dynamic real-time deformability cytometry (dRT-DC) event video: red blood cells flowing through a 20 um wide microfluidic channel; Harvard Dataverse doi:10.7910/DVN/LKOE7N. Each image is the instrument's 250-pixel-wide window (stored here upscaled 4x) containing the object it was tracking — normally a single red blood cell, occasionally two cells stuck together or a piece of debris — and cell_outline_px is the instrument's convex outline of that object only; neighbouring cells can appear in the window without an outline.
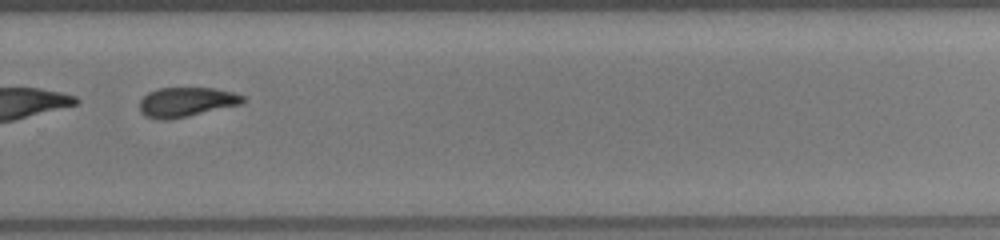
{"species": "common noctule bat (a hibernating species)", "species_latin": "Nyctalus noctula", "temperature_condition": "room temperature", "stored_images_in_passage": 36, "segment_of_instrument_passage": [2, 2], "camera_frame_rate_fps": 3000, "um_per_image_px": 0.085, "animal": {"sex": "female", "body_mass_g": 19.5, "forearm_length_mm": 54.1}, "frame": {"image": 1, "passage_image": 24, "time_ms": 7.667, "image_size_px": [1000, 240], "cell_outline_px": [[248, 100], [240, 104], [184, 116], [164, 120], [160, 120], [144, 116], [140, 112], [140, 100], [148, 92], [156, 88], [216, 88], [232, 92], [244, 96]], "centroid_in_image_um": [15.81, 8.65], "position_along_channel_um": 314.0, "area_um2": 17.57}}
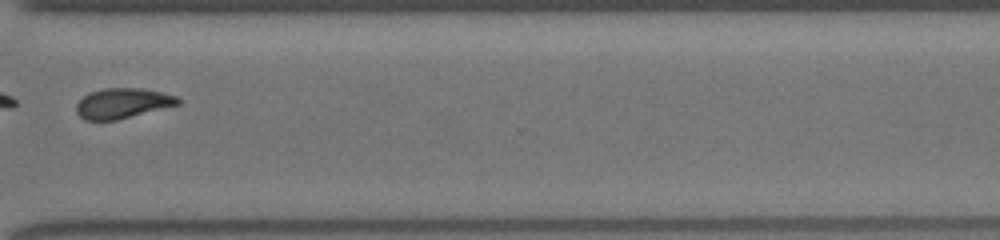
{"frame": {"image": 2, "passage_image": 27, "time_ms": 8.667, "image_size_px": [1000, 240], "cell_outline_px": [[180, 104], [116, 120], [84, 120], [76, 112], [76, 104], [84, 96], [92, 92], [104, 88], [140, 88], [160, 92], [176, 96], [180, 100]], "centroid_in_image_um": [10.4, 8.78], "position_along_channel_um": 360.2, "area_um2": 17.63}}